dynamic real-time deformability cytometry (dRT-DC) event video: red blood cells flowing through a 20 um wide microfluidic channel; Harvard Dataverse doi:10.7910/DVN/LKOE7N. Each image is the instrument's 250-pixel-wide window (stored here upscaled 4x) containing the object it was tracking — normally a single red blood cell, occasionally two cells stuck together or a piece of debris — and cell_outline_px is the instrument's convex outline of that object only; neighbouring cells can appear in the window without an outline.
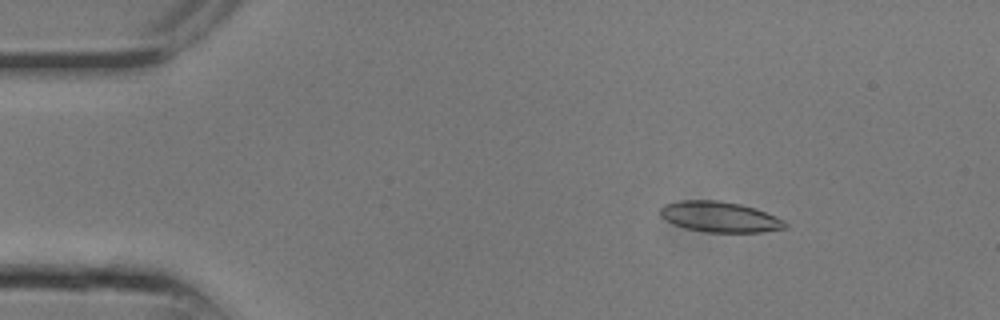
{"species": "common noctule bat (a hibernating species)", "species_latin": "Nyctalus noctula", "temperature_condition": "room temperature", "stored_images_in_passage": 11, "camera_frame_rate_fps": 3000, "um_per_image_px": 0.085, "animal": {"sex": "male", "body_mass_g": 13.3}, "frame": {"image": 1, "passage_image": 4, "time_ms": 1.0, "image_size_px": [1000, 320], "cell_outline_px": [[788, 228], [760, 232], [704, 232], [684, 228], [660, 216], [660, 208], [664, 204], [680, 200], [716, 200], [740, 204], [756, 208], [776, 216], [784, 220], [788, 224]], "centroid_in_image_um": [61.21, 18.43], "position_along_channel_um": 23.8, "area_um2": 22.31}}
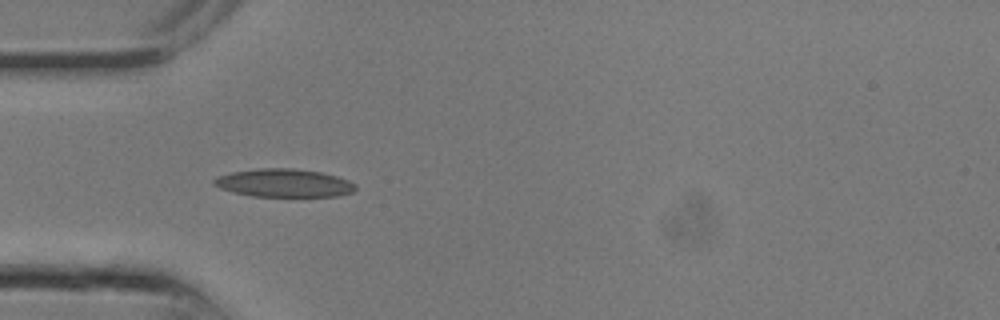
{"frame": {"image": 2, "passage_image": 8, "time_ms": 2.333, "image_size_px": [1000, 320], "cell_outline_px": [[356, 188], [352, 192], [340, 196], [252, 196], [232, 192], [220, 188], [212, 184], [212, 180], [216, 176], [232, 172], [256, 168], [292, 168], [320, 172], [336, 176], [348, 180], [356, 184]], "centroid_in_image_um": [24.1, 15.55], "position_along_channel_um": 60.9, "area_um2": 23.29}}
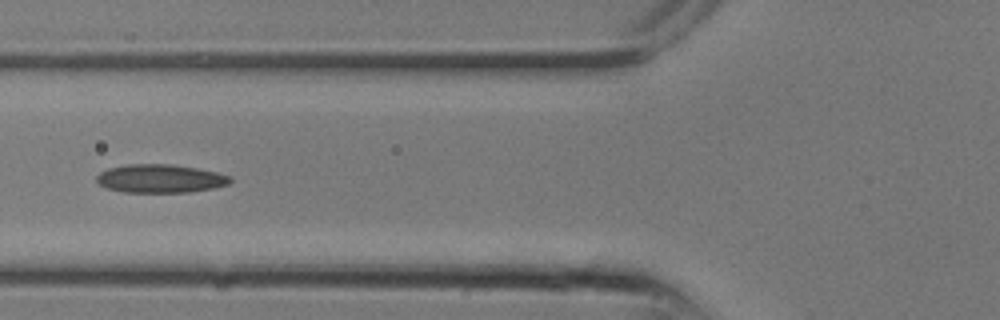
{"frame": {"image": 3, "passage_image": 10, "time_ms": 3.0, "image_size_px": [1000, 320], "cell_outline_px": [[232, 180], [228, 184], [212, 188], [188, 192], [124, 192], [108, 188], [100, 184], [96, 180], [96, 176], [100, 172], [108, 168], [128, 164], [172, 164], [196, 168], [216, 172], [232, 176]], "centroid_in_image_um": [13.62, 15.17], "position_along_channel_um": 112.2, "area_um2": 22.02}}